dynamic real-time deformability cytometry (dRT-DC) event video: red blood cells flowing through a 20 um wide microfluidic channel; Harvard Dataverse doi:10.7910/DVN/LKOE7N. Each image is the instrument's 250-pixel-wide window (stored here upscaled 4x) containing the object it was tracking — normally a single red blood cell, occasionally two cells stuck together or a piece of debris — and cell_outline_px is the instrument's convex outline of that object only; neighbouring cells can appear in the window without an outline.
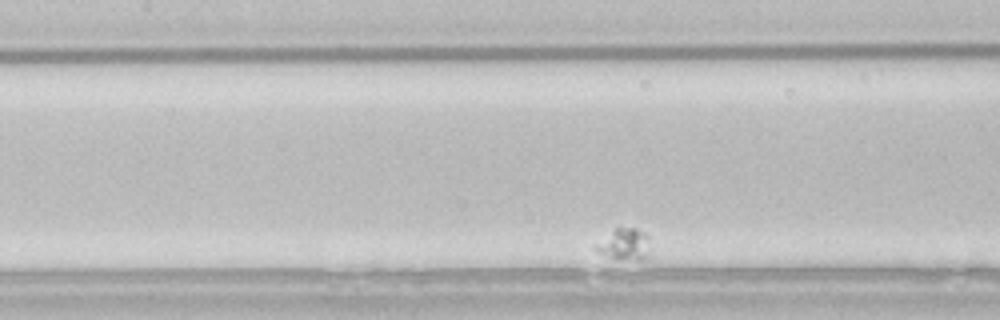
{"species": "common noctule bat (a hibernating species)", "species_latin": "Nyctalus noctula", "temperature_condition": "room temperature", "stored_images_in_passage": 35, "camera_frame_rate_fps": 3000, "um_per_image_px": 0.085, "animal": {"sex": "male", "body_mass_g": 21.5, "forearm_length_mm": 52.0}, "frame": {"image": 1, "passage_image": 12, "time_ms": 3.667, "image_size_px": [1000, 320], "cell_outline_px": [[648, 256], [644, 260], [636, 260], [608, 256], [592, 252], [592, 244], [616, 228], [636, 228], [644, 232], [648, 236]], "centroid_in_image_um": [52.99, 20.77], "position_along_channel_um": 154.4, "area_um2": 10.12}}